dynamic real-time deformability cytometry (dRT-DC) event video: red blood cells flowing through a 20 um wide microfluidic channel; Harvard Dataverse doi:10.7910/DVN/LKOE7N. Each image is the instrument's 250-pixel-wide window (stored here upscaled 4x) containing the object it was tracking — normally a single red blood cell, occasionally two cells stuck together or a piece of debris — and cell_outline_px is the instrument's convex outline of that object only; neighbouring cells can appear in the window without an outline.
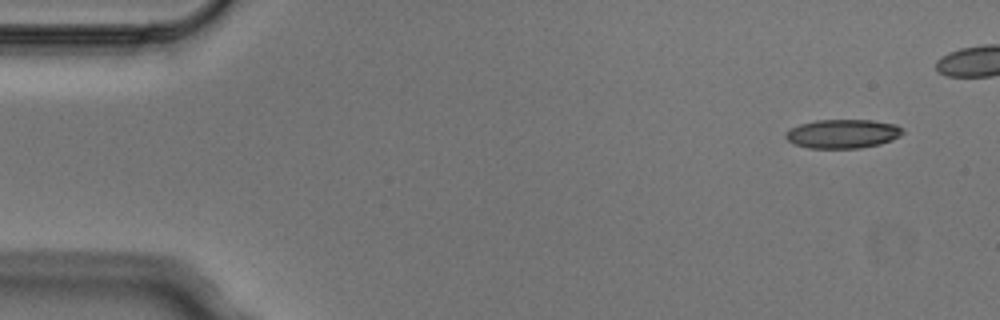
{"species": "Egyptian fruit bat (a non-hibernating species)", "species_latin": "Rousettus aegyptiacus", "temperature_condition": "cold", "stored_images_in_passage": 4, "camera_frame_rate_fps": 3000, "um_per_image_px": 0.085, "animal": {"sex": "male"}, "frame": {"image": 1, "passage_image": 1, "time_ms": 0.0, "image_size_px": [1000, 320], "cell_outline_px": [[904, 132], [900, 136], [892, 140], [880, 144], [860, 148], [808, 148], [792, 144], [784, 136], [784, 132], [800, 124], [816, 120], [872, 120], [896, 124]], "centroid_in_image_um": [71.61, 11.37], "position_along_channel_um": 13.4, "area_um2": 19.83}}